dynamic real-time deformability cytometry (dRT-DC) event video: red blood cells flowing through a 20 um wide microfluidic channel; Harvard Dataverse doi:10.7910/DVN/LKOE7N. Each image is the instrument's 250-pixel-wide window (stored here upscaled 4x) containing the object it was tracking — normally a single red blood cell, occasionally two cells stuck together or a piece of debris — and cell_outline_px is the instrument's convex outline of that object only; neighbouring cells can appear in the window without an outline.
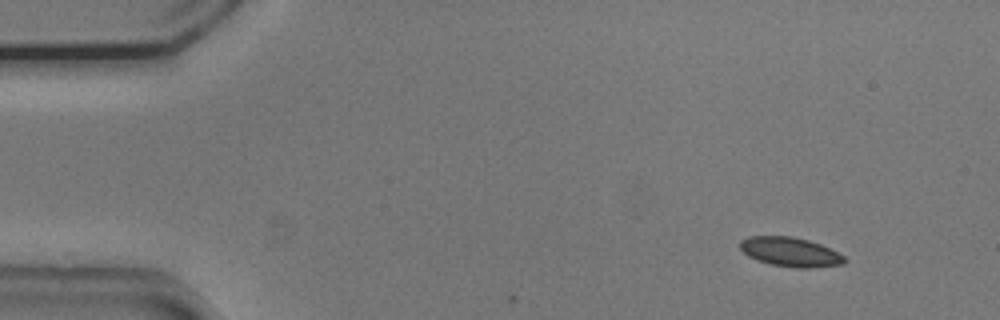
{"species": "common noctule bat (a hibernating species)", "species_latin": "Nyctalus noctula", "temperature_condition": "cold", "stored_images_in_passage": 4, "camera_frame_rate_fps": 3000, "um_per_image_px": 0.085, "animal": {"sex": "male", "body_mass_g": 20.5, "forearm_length_mm": 52.5}, "frame": {"image": 1, "passage_image": 1, "time_ms": 0.0, "image_size_px": [1000, 320], "cell_outline_px": [[848, 260], [844, 264], [812, 268], [796, 268], [772, 264], [756, 260], [748, 256], [740, 248], [740, 240], [748, 236], [792, 236], [808, 240], [820, 244], [844, 256]], "centroid_in_image_um": [67.17, 21.42], "position_along_channel_um": 17.8, "area_um2": 17.86}}